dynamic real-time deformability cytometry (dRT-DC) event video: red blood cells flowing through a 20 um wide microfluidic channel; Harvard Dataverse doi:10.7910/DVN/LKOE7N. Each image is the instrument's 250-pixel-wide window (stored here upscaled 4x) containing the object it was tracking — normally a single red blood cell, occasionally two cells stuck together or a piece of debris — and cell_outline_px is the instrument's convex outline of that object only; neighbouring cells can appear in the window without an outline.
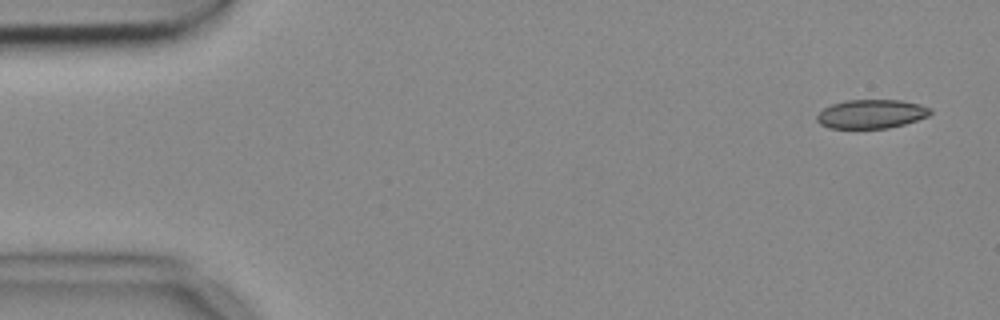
{"species": "common noctule bat (a hibernating species)", "species_latin": "Nyctalus noctula", "temperature_condition": "cold", "stored_images_in_passage": 6, "camera_frame_rate_fps": 3000, "um_per_image_px": 0.085, "animal": {"sex": "female", "body_mass_g": 18.4}, "frame": {"image": 1, "passage_image": 1, "time_ms": 0.0, "image_size_px": [1000, 320], "cell_outline_px": [[932, 112], [928, 116], [904, 124], [888, 128], [828, 128], [820, 124], [816, 120], [816, 116], [824, 108], [832, 104], [844, 100], [900, 100], [920, 104], [932, 108]], "centroid_in_image_um": [74.06, 9.68], "position_along_channel_um": 10.9, "area_um2": 19.13}}
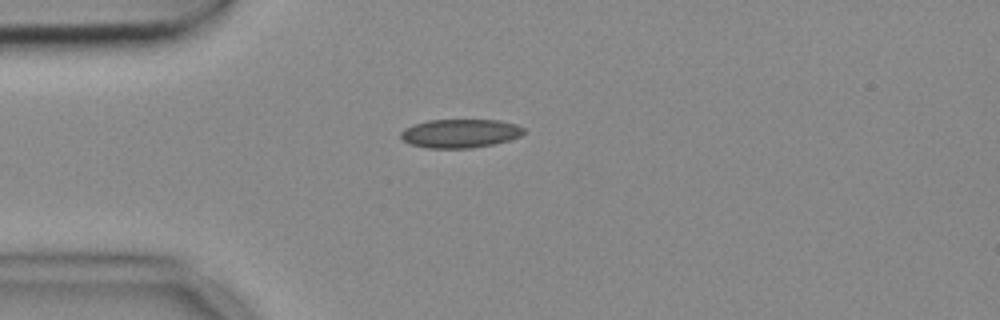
{"frame": {"image": 2, "passage_image": 4, "time_ms": 1.0, "image_size_px": [1000, 320], "cell_outline_px": [[524, 132], [520, 136], [508, 140], [492, 144], [472, 148], [428, 148], [408, 144], [400, 136], [400, 132], [404, 128], [412, 124], [428, 120], [500, 120], [516, 124], [524, 128]], "centroid_in_image_um": [39.07, 11.33], "position_along_channel_um": 45.9, "area_um2": 20.63}}